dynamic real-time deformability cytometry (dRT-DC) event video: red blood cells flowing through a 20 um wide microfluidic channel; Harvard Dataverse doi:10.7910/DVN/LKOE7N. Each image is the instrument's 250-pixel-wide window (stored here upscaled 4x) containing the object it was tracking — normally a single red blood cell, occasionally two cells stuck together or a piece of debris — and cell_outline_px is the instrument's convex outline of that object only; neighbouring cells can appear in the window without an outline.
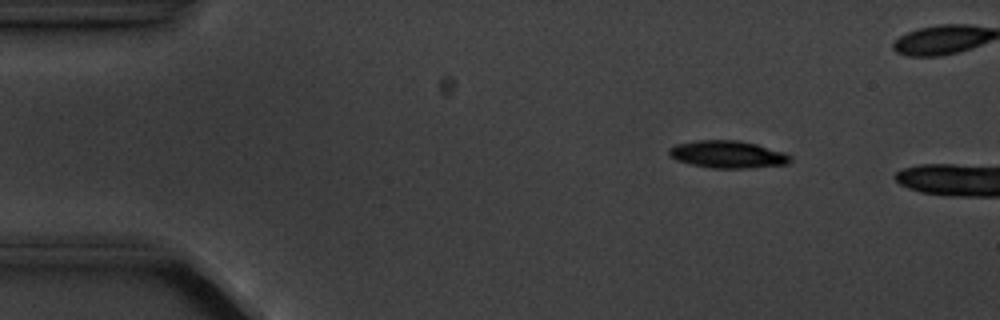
{"species": "common noctule bat (a hibernating species)", "species_latin": "Nyctalus noctula", "temperature_condition": "cold", "stored_images_in_passage": 5, "camera_frame_rate_fps": 3000, "um_per_image_px": 0.085, "animal": {"sex": "male", "body_mass_g": 20.1, "forearm_length_mm": 53.5}, "frame": {"image": 1, "passage_image": 3, "time_ms": 2.333, "image_size_px": [1000, 320], "cell_outline_px": [[792, 160], [788, 164], [748, 168], [712, 168], [692, 164], [676, 160], [668, 156], [668, 148], [676, 144], [700, 140], [736, 140], [756, 144], [784, 152], [792, 156]], "centroid_in_image_um": [61.85, 13.12], "position_along_channel_um": 23.2, "area_um2": 19.36}}